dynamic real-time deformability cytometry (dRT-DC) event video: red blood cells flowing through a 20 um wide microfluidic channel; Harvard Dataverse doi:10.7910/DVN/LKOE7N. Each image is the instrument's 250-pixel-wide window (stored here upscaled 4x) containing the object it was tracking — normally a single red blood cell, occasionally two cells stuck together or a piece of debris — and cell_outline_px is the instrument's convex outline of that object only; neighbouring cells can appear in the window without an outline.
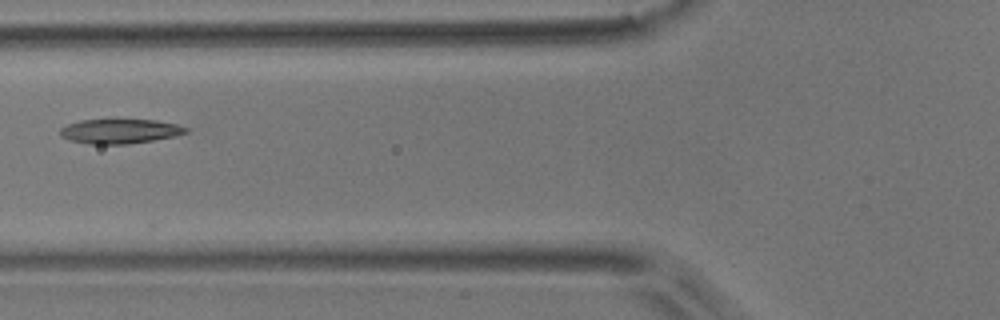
{"species": "common noctule bat (a hibernating species)", "species_latin": "Nyctalus noctula", "temperature_condition": "room temperature", "stored_images_in_passage": 5, "camera_frame_rate_fps": 3000, "um_per_image_px": 0.085, "animal": {"sex": "male", "body_mass_g": 17.9}, "frame": {"image": 1, "passage_image": 5, "time_ms": 1.333, "image_size_px": [1000, 320], "cell_outline_px": [[188, 132], [172, 136], [152, 140], [128, 144], [88, 144], [68, 140], [60, 136], [60, 128], [68, 124], [80, 120], [156, 120], [176, 124], [188, 128]], "centroid_in_image_um": [10.14, 11.16], "position_along_channel_um": 115.7, "area_um2": 17.86}}